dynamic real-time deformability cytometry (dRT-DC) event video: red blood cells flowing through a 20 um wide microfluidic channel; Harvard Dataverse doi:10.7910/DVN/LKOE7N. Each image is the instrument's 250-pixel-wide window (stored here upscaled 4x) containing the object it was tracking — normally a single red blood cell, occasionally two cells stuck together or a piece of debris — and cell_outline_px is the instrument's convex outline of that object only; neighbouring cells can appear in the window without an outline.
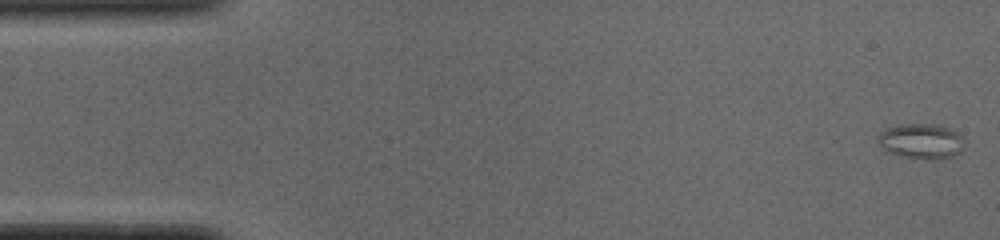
{"species": "common noctule bat (a hibernating species)", "species_latin": "Nyctalus noctula", "temperature_condition": "cold", "stored_images_in_passage": 51, "camera_frame_rate_fps": 3000, "um_per_image_px": 0.085, "animal": {"sex": "male", "body_mass_g": 19.0, "forearm_length_mm": 50.8}, "frame": {"image": 1, "passage_image": 1, "time_ms": 0.0, "image_size_px": [1000, 240], "cell_outline_px": [[960, 152], [952, 156], [940, 160], [904, 156], [892, 152], [884, 148], [876, 140], [876, 136], [880, 132], [888, 128], [900, 124], [932, 124], [948, 128], [956, 132], [960, 136]], "centroid_in_image_um": [78.25, 11.99], "position_along_channel_um": 6.7, "area_um2": 17.11}}
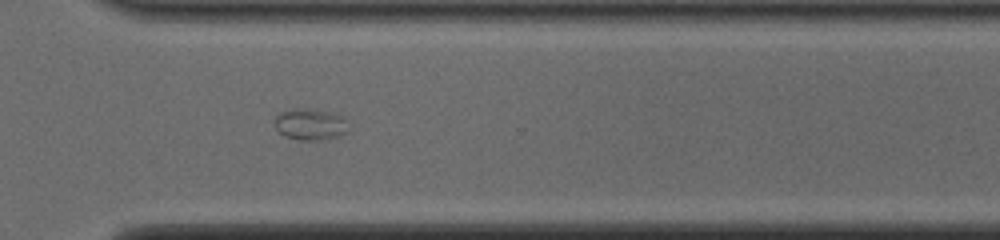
{"frame": {"image": 2, "passage_image": 37, "time_ms": 12.0, "image_size_px": [1000, 240], "cell_outline_px": [[348, 132], [340, 136], [320, 140], [300, 140], [284, 136], [272, 124], [276, 116], [284, 112], [332, 112], [344, 116]], "centroid_in_image_um": [26.41, 10.65], "position_along_channel_um": 344.2, "area_um2": 12.77}}
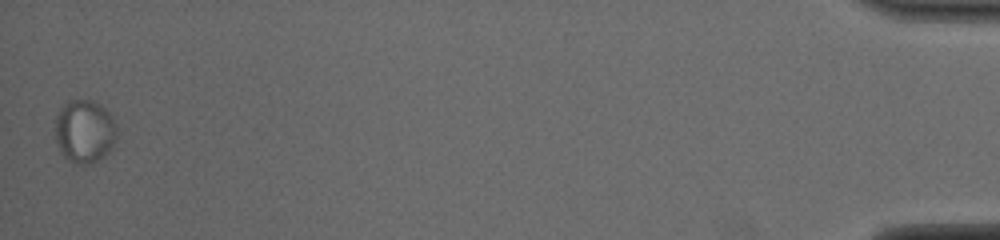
{"frame": {"image": 3, "passage_image": 51, "time_ms": 16.667, "image_size_px": [1000, 240], "cell_outline_px": [[116, 136], [108, 152], [104, 156], [88, 164], [80, 164], [68, 160], [60, 152], [56, 140], [56, 112], [64, 104], [72, 100], [92, 100], [104, 108], [112, 116], [116, 124]], "centroid_in_image_um": [7.17, 11.15], "position_along_channel_um": 428.0, "area_um2": 22.48}}